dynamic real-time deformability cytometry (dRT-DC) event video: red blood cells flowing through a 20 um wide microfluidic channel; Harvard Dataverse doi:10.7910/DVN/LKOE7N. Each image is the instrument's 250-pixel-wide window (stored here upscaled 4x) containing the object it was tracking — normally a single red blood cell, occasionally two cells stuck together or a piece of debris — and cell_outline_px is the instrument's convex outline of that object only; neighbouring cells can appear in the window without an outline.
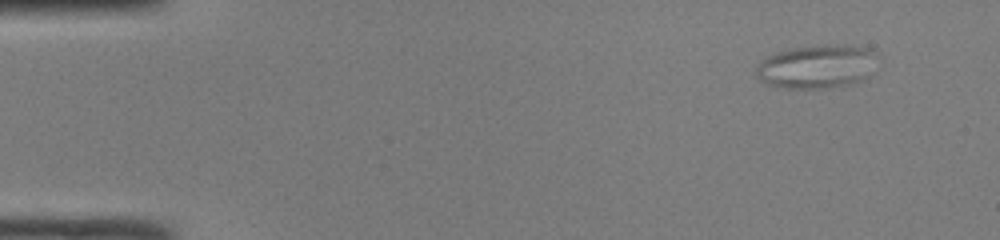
{"species": "common noctule bat (a hibernating species)", "species_latin": "Nyctalus noctula", "temperature_condition": "room temperature", "stored_images_in_passage": 46, "camera_frame_rate_fps": 3000, "um_per_image_px": 0.085, "animal": {"sex": "male", "body_mass_g": 19.0, "forearm_length_mm": 50.8}, "frame": {"image": 1, "passage_image": 1, "time_ms": 0.0, "image_size_px": [1000, 240], "cell_outline_px": [[872, 52], [868, 76], [852, 84], [828, 88], [788, 88], [768, 84], [760, 80], [756, 76], [756, 68], [768, 56], [776, 52], [788, 48], [824, 44], [852, 44], [872, 48]], "centroid_in_image_um": [69.38, 5.63], "position_along_channel_um": 15.6, "area_um2": 30.52}}
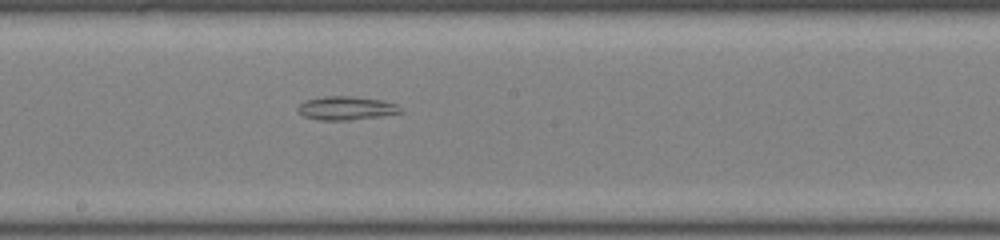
{"frame": {"image": 2, "passage_image": 24, "time_ms": 7.667, "image_size_px": [1000, 240], "cell_outline_px": [[404, 112], [380, 116], [348, 120], [320, 120], [304, 116], [296, 108], [304, 100], [324, 96], [352, 96], [384, 100], [396, 104]], "centroid_in_image_um": [29.43, 9.18], "position_along_channel_um": 218.8, "area_um2": 14.1}}
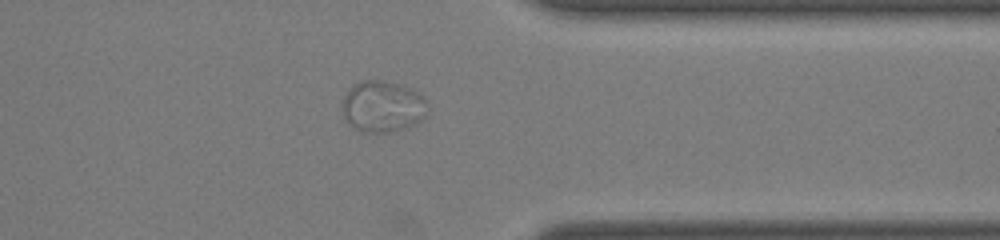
{"frame": {"image": 3, "passage_image": 36, "time_ms": 11.667, "image_size_px": [1000, 240], "cell_outline_px": [[428, 112], [416, 124], [392, 132], [360, 132], [344, 120], [340, 108], [340, 104], [348, 88], [352, 84], [360, 80], [384, 80], [400, 84], [424, 96], [428, 104]], "centroid_in_image_um": [32.48, 9.04], "position_along_channel_um": 378.9, "area_um2": 26.18}}